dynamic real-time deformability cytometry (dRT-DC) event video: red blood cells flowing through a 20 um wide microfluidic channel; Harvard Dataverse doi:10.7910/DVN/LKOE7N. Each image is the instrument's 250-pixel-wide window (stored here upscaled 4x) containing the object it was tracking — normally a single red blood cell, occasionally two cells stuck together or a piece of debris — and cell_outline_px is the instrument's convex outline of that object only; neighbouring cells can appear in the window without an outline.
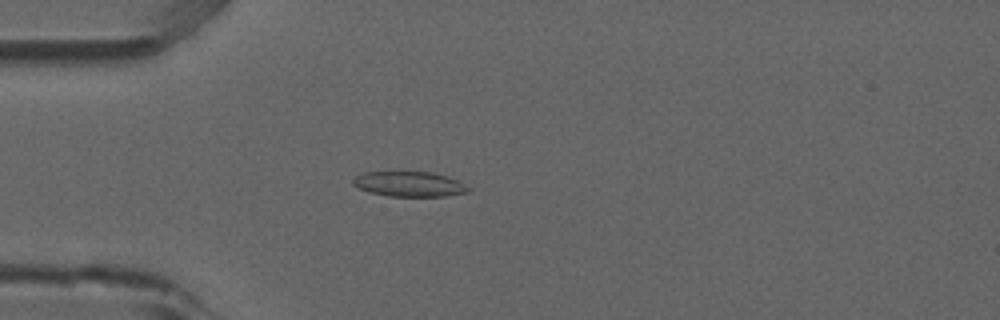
{"species": "common noctule bat (a hibernating species)", "species_latin": "Nyctalus noctula", "temperature_condition": "room temperature", "stored_images_in_passage": 4, "camera_frame_rate_fps": 3000, "um_per_image_px": 0.085, "animal": {"sex": "male", "forearm_length_mm": 52.5}, "frame": {"image": 1, "passage_image": 4, "time_ms": 1.0, "image_size_px": [1000, 320], "cell_outline_px": [[472, 188], [468, 192], [444, 196], [388, 196], [368, 192], [352, 184], [352, 180], [356, 176], [364, 172], [432, 172], [456, 180]], "centroid_in_image_um": [34.77, 15.65], "position_along_channel_um": 50.2, "area_um2": 16.7}}